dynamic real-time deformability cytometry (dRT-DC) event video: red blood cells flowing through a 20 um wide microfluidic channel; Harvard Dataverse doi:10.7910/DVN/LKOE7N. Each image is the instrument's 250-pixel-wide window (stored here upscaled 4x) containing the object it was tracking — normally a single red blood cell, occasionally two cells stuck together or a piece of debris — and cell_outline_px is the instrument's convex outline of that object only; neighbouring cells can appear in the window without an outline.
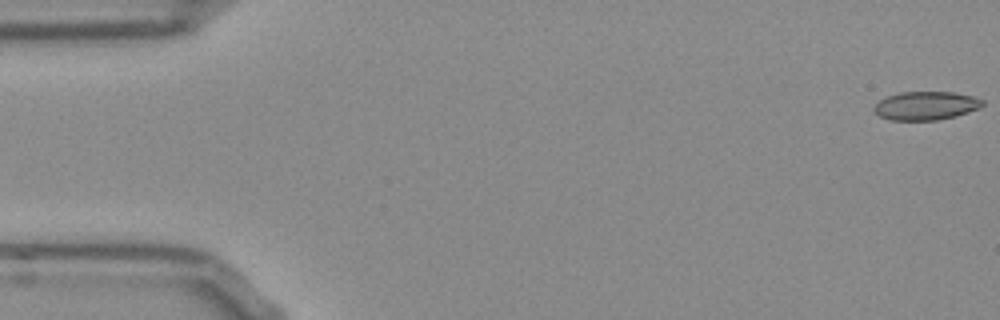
{"species": "Egyptian fruit bat (a non-hibernating species)", "species_latin": "Rousettus aegyptiacus", "temperature_condition": "room temperature", "stored_images_in_passage": 53, "camera_frame_rate_fps": 3000, "um_per_image_px": 0.085, "frame": {"image": 1, "passage_image": 1, "time_ms": 0.0, "image_size_px": [1000, 320], "cell_outline_px": [[984, 104], [980, 108], [956, 116], [936, 120], [888, 120], [880, 116], [872, 108], [880, 100], [888, 96], [900, 92], [952, 92], [972, 96], [984, 100]], "centroid_in_image_um": [78.71, 8.99], "position_along_channel_um": 6.3, "area_um2": 17.98}}
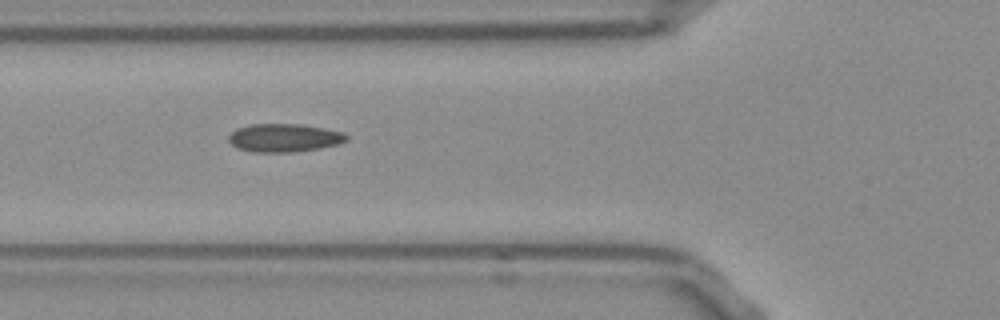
{"frame": {"image": 2, "passage_image": 19, "time_ms": 6.0, "image_size_px": [1000, 320], "cell_outline_px": [[348, 140], [336, 144], [320, 148], [292, 152], [252, 152], [236, 148], [228, 140], [228, 136], [236, 128], [252, 124], [300, 124], [324, 128], [344, 132], [348, 136]], "centroid_in_image_um": [24.14, 11.71], "position_along_channel_um": 101.7, "area_um2": 19.42}}
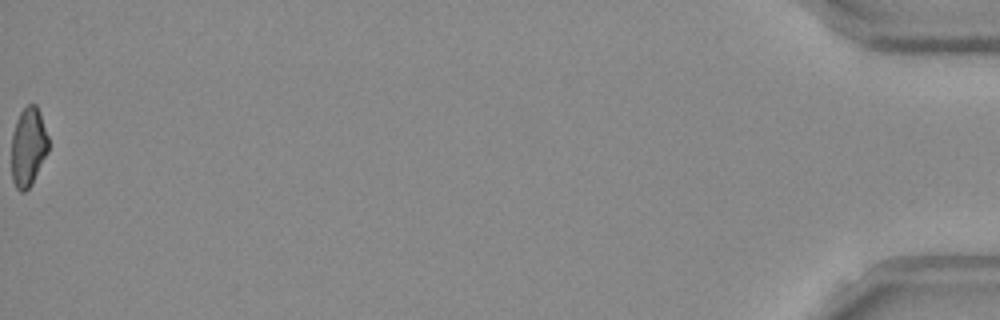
{"frame": {"image": 3, "passage_image": 53, "time_ms": 17.333, "image_size_px": [1000, 320], "cell_outline_px": [[48, 152], [32, 184], [24, 192], [20, 192], [16, 188], [12, 180], [12, 132], [16, 120], [20, 112], [28, 104], [36, 104], [40, 112], [48, 136]], "centroid_in_image_um": [2.4, 12.49], "position_along_channel_um": 432.8, "area_um2": 17.11}, "authors_computed_cell_mechanics": {"area_um2": 18.496, "velocity_mm_per_s": 3.8649, "shape_relaxation_time_tau1_ms": null, "shape_relaxation_time_tau2_ms": 1.7398, "deformation_change_tau1": null, "deformation_change_tau2": 0.0962}}